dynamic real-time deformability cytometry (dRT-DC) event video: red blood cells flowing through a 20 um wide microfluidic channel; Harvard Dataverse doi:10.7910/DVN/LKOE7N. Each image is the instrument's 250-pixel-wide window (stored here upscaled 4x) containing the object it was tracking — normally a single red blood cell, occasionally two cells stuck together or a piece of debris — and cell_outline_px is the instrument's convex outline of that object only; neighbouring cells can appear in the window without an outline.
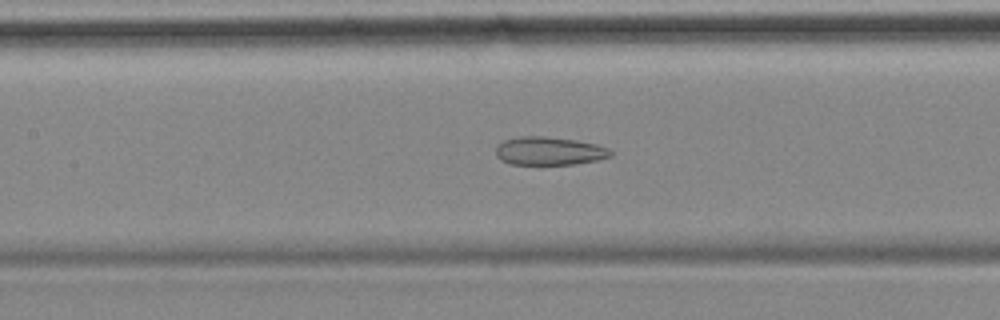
{"species": "common noctule bat (a hibernating species)", "species_latin": "Nyctalus noctula", "temperature_condition": "cold", "stored_images_in_passage": 47, "camera_frame_rate_fps": 3000, "um_per_image_px": 0.085, "animal": {"sex": "female", "body_mass_g": 18.4}, "frame": {"image": 1, "passage_image": 19, "time_ms": 6.0, "image_size_px": [1000, 320], "cell_outline_px": [[612, 156], [596, 160], [576, 164], [508, 164], [500, 160], [496, 156], [496, 148], [504, 140], [520, 136], [544, 136], [576, 140], [596, 144], [608, 148], [612, 152]], "centroid_in_image_um": [46.67, 12.83], "position_along_channel_um": 160.7, "area_um2": 18.9}}
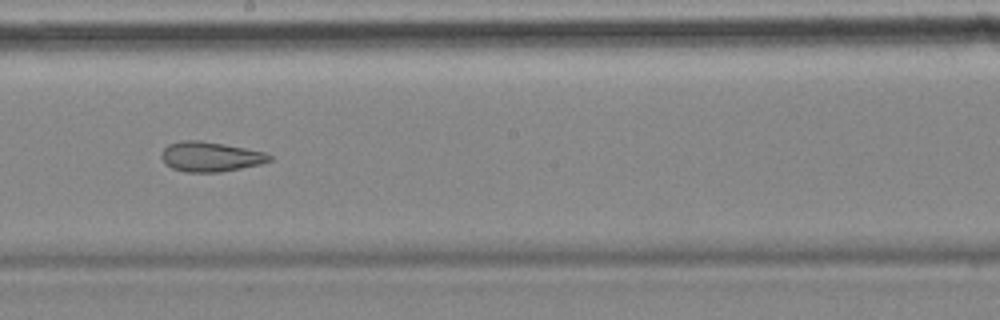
{"frame": {"image": 2, "passage_image": 25, "time_ms": 8.0, "image_size_px": [1000, 320], "cell_outline_px": [[272, 160], [260, 164], [220, 172], [184, 172], [172, 168], [160, 156], [164, 148], [168, 144], [180, 140], [200, 140], [224, 144], [264, 152], [272, 156]], "centroid_in_image_um": [17.87, 13.31], "position_along_channel_um": 230.3, "area_um2": 18.67}}
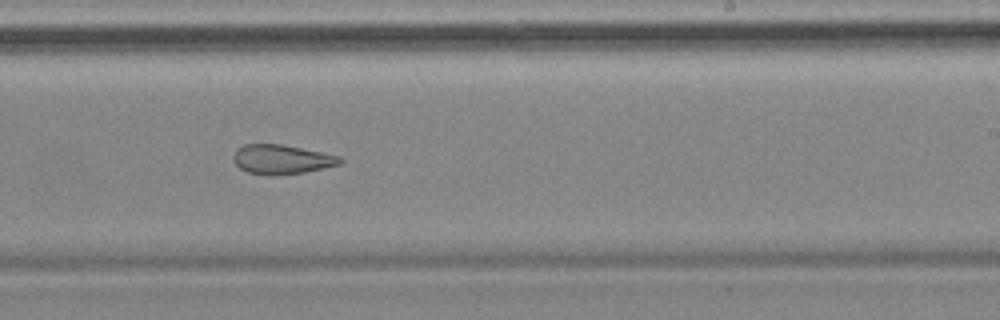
{"frame": {"image": 3, "passage_image": 28, "time_ms": 9.0, "image_size_px": [1000, 320], "cell_outline_px": [[344, 160], [340, 164], [324, 168], [304, 172], [268, 176], [248, 172], [240, 168], [232, 160], [232, 156], [236, 148], [244, 144], [280, 144], [340, 156]], "centroid_in_image_um": [23.9, 13.55], "position_along_channel_um": 265.1, "area_um2": 18.26}, "authors_computed_cell_mechanics": {"area_um2": 21.675, "velocity_mm_per_s": 3.5019, "shape_relaxation_time_tau1_ms": null, "shape_relaxation_time_tau2_ms": 2.4715, "deformation_change_tau1": null, "deformation_change_tau2": 0.1009}}